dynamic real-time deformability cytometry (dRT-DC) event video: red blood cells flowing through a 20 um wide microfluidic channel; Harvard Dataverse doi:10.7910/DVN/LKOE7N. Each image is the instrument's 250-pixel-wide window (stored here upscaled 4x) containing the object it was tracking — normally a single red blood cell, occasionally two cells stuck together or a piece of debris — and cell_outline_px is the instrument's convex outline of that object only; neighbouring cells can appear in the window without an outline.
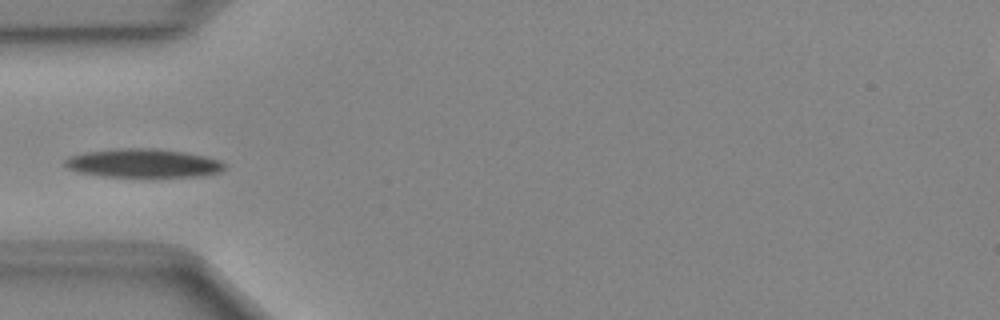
{"species": "Egyptian fruit bat (a non-hibernating species)", "species_latin": "Rousettus aegyptiacus", "temperature_condition": "cold", "stored_images_in_passage": 34, "camera_frame_rate_fps": 3000, "um_per_image_px": 0.085, "animal": {"sex": "female"}, "frame": {"image": 1, "passage_image": 1, "time_ms": 0.0, "image_size_px": [1000, 320], "cell_outline_px": [[224, 168], [220, 172], [200, 176], [152, 180], [100, 176], [80, 172], [68, 168], [64, 164], [64, 160], [68, 156], [84, 152], [116, 148], [156, 148], [184, 152], [204, 156], [220, 160], [224, 164]], "centroid_in_image_um": [12.17, 13.92], "position_along_channel_um": 72.8, "area_um2": 27.98}}
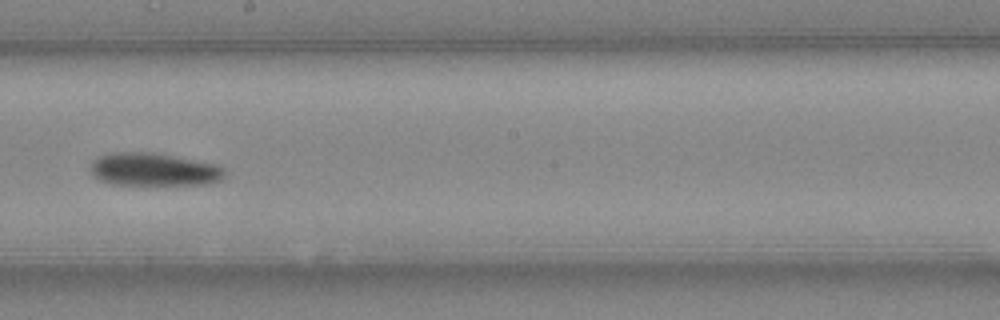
{"frame": {"image": 2, "passage_image": 13, "time_ms": 4.0, "image_size_px": [1000, 320], "cell_outline_px": [[224, 176], [220, 180], [208, 184], [148, 188], [112, 184], [100, 180], [92, 176], [92, 160], [100, 156], [116, 152], [152, 152], [216, 164], [224, 168]], "centroid_in_image_um": [13.08, 14.47], "position_along_channel_um": 235.1, "area_um2": 26.88}}
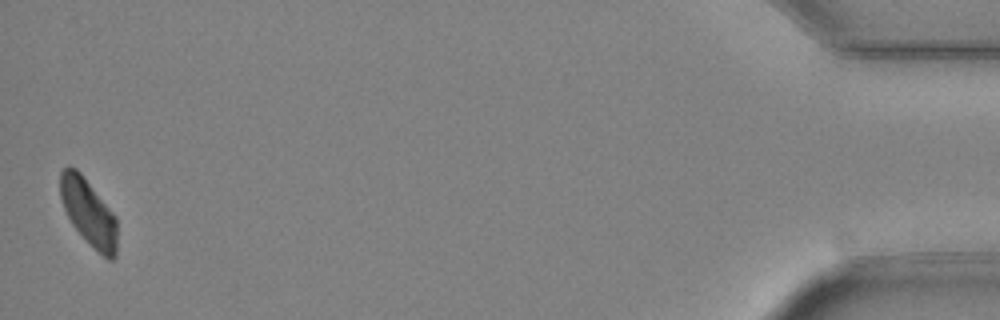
{"frame": {"image": 3, "passage_image": 34, "time_ms": 11.0, "image_size_px": [1000, 320], "cell_outline_px": [[116, 256], [112, 260], [108, 260], [72, 224], [64, 208], [60, 196], [60, 172], [68, 164], [76, 168], [84, 176], [116, 216]], "centroid_in_image_um": [7.52, 17.98], "position_along_channel_um": 427.7, "area_um2": 21.68}}